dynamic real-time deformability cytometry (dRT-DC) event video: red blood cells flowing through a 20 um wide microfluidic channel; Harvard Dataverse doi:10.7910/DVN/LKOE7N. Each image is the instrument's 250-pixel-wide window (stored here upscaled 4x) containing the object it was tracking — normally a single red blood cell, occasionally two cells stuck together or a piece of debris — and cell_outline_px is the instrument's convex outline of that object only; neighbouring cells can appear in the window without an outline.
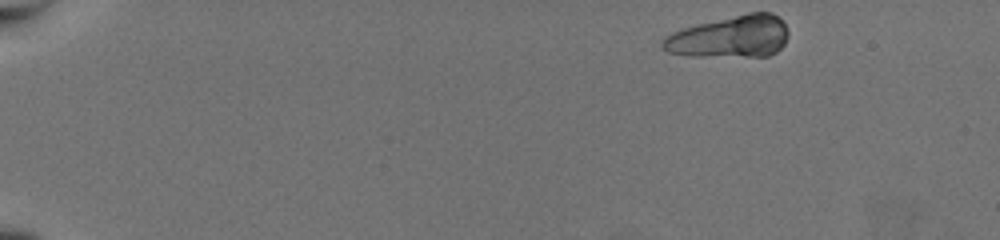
{"species": "common noctule bat (a hibernating species)", "species_latin": "Nyctalus noctula", "temperature_condition": "warm", "stored_images_in_passage": 24, "camera_frame_rate_fps": 3000, "um_per_image_px": 0.085, "animal": {"sex": "female", "body_mass_g": 19.5, "forearm_length_mm": 54.1}, "frame": {"image": 1, "passage_image": 1, "time_ms": 0.0, "image_size_px": [1000, 240], "cell_outline_px": [[788, 36], [784, 44], [776, 52], [768, 56], [688, 56], [668, 52], [660, 48], [660, 40], [664, 36], [672, 32], [684, 28], [748, 12], [772, 12], [784, 20], [788, 32]], "centroid_in_image_um": [62.06, 3.13], "position_along_channel_um": 22.9, "area_um2": 30.98}}